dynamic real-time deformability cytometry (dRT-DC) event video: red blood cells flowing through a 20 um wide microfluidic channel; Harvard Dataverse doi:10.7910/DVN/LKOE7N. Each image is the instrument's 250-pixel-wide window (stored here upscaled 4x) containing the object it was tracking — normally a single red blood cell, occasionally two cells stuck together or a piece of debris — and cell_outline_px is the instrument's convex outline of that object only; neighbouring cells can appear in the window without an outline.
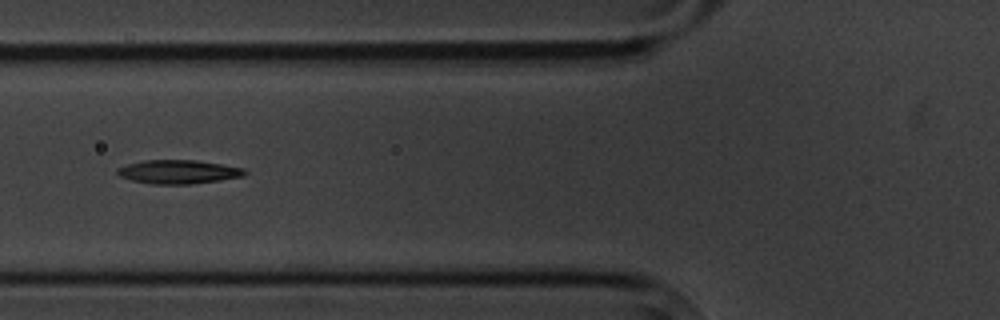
{"species": "common noctule bat (a hibernating species)", "species_latin": "Nyctalus noctula", "temperature_condition": "cold", "stored_images_in_passage": 8, "camera_frame_rate_fps": 3000, "um_per_image_px": 0.085, "animal": {"sex": "male", "body_mass_g": 20.1, "forearm_length_mm": 53.5}, "frame": {"image": 1, "passage_image": 6, "time_ms": 6.0, "image_size_px": [1000, 320], "cell_outline_px": [[248, 172], [244, 176], [220, 180], [192, 184], [152, 184], [132, 180], [120, 176], [116, 172], [116, 168], [128, 164], [144, 160], [196, 160], [244, 168]], "centroid_in_image_um": [15.17, 14.6], "position_along_channel_um": 110.6, "area_um2": 17.63}}
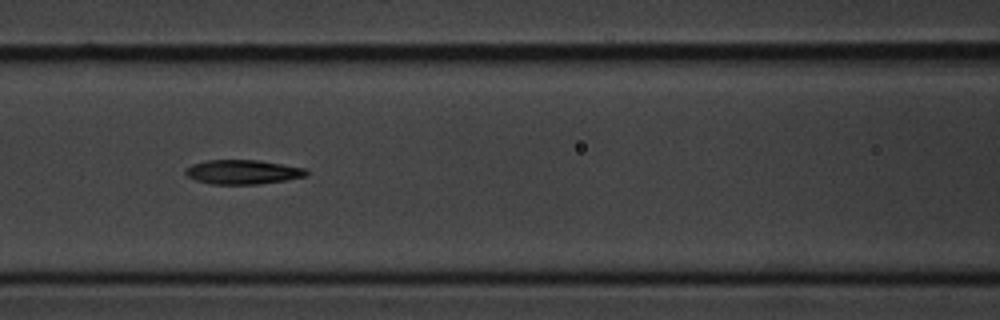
{"frame": {"image": 2, "passage_image": 7, "time_ms": 7.0, "image_size_px": [1000, 320], "cell_outline_px": [[308, 176], [260, 184], [212, 184], [196, 180], [188, 176], [184, 172], [184, 168], [192, 164], [208, 160], [256, 160], [304, 168], [308, 172]], "centroid_in_image_um": [20.6, 14.62], "position_along_channel_um": 146.0, "area_um2": 16.99}}
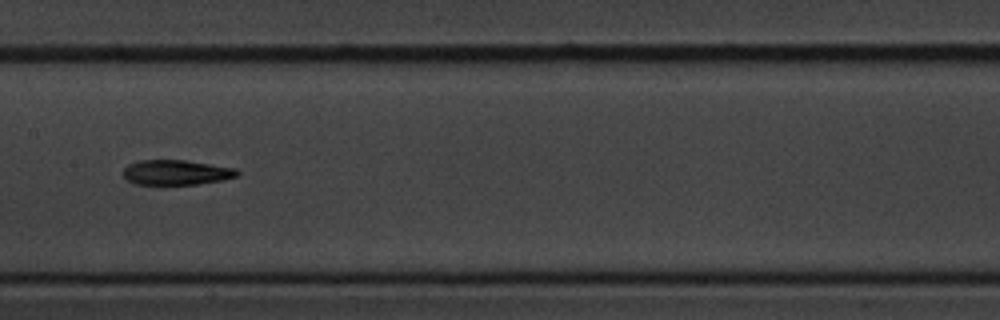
{"frame": {"image": 3, "passage_image": 8, "time_ms": 8.333, "image_size_px": [1000, 320], "cell_outline_px": [[240, 172], [236, 176], [220, 180], [196, 184], [164, 188], [160, 188], [136, 184], [128, 180], [124, 176], [124, 168], [128, 164], [140, 160], [184, 160], [236, 168]], "centroid_in_image_um": [14.92, 14.7], "position_along_channel_um": 192.5, "area_um2": 17.28}}